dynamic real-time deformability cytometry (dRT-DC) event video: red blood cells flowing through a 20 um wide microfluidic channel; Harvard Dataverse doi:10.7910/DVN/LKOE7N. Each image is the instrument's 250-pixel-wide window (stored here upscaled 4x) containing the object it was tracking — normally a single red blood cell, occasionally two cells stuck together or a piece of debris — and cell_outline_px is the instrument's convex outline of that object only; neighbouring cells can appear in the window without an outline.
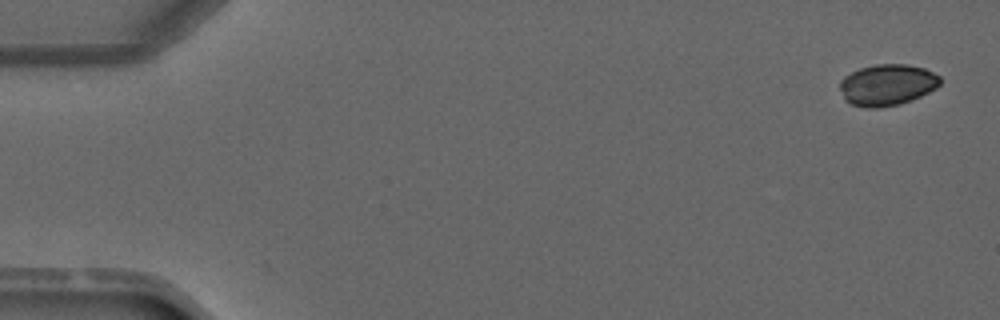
{"species": "common noctule bat (a hibernating species)", "species_latin": "Nyctalus noctula", "temperature_condition": "warm", "stored_images_in_passage": 4, "camera_frame_rate_fps": 3000, "um_per_image_px": 0.085, "animal": {"sex": "male", "forearm_length_mm": 52.5}, "frame": {"image": 1, "passage_image": 1, "time_ms": 0.0, "image_size_px": [1000, 320], "cell_outline_px": [[940, 84], [936, 88], [920, 96], [900, 104], [876, 108], [868, 108], [848, 104], [844, 100], [840, 88], [840, 80], [844, 76], [860, 68], [876, 64], [904, 64], [924, 68], [940, 76]], "centroid_in_image_um": [75.38, 7.22], "position_along_channel_um": 9.6, "area_um2": 24.16}}
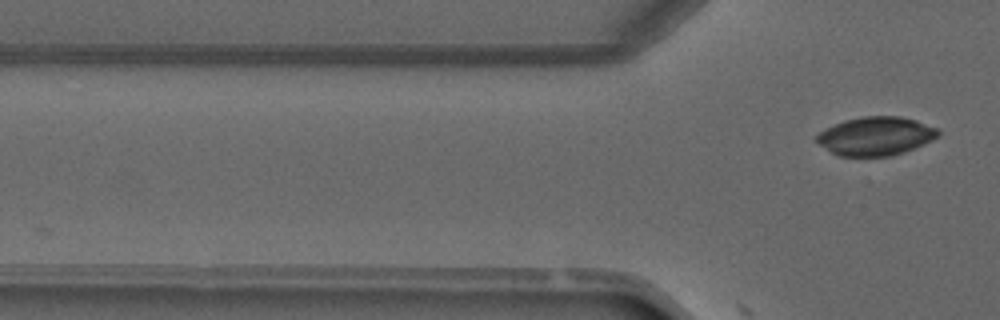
{"frame": {"image": 2, "passage_image": 4, "time_ms": 3.667, "image_size_px": [1000, 320], "cell_outline_px": [[940, 132], [932, 140], [924, 144], [904, 152], [892, 156], [840, 156], [832, 152], [820, 144], [816, 140], [816, 136], [820, 132], [844, 120], [860, 116], [900, 116], [916, 120], [936, 128]], "centroid_in_image_um": [74.45, 11.56], "position_along_channel_um": 51.3, "area_um2": 27.05}}